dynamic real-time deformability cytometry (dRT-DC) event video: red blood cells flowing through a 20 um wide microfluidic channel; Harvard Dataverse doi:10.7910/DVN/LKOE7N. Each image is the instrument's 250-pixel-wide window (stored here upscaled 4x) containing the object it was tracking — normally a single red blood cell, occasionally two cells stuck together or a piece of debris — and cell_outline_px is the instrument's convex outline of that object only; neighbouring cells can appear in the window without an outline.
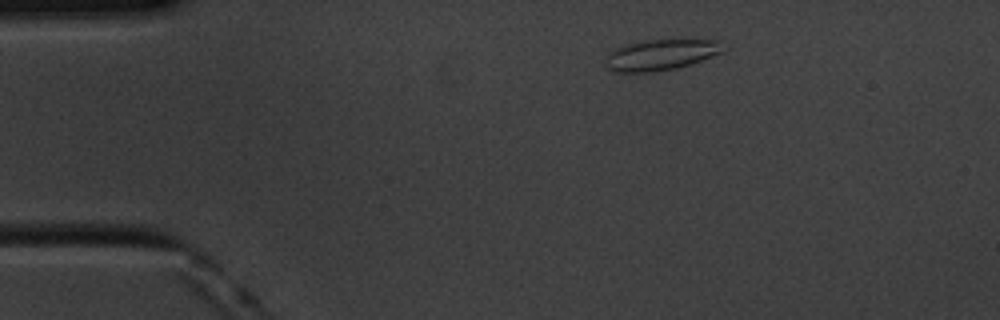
{"species": "common noctule bat (a hibernating species)", "species_latin": "Nyctalus noctula", "temperature_condition": "cold", "stored_images_in_passage": 23, "camera_frame_rate_fps": 3000, "um_per_image_px": 0.085, "animal": {"sex": "male", "body_mass_g": 20.1, "forearm_length_mm": 53.5}, "frame": {"image": 1, "passage_image": 1, "time_ms": 0.0, "image_size_px": [1000, 320], "cell_outline_px": [[724, 52], [676, 68], [652, 72], [612, 72], [608, 68], [608, 52], [624, 44], [644, 40], [720, 40]], "centroid_in_image_um": [56.15, 4.65], "position_along_channel_um": 28.9, "area_um2": 20.87}}
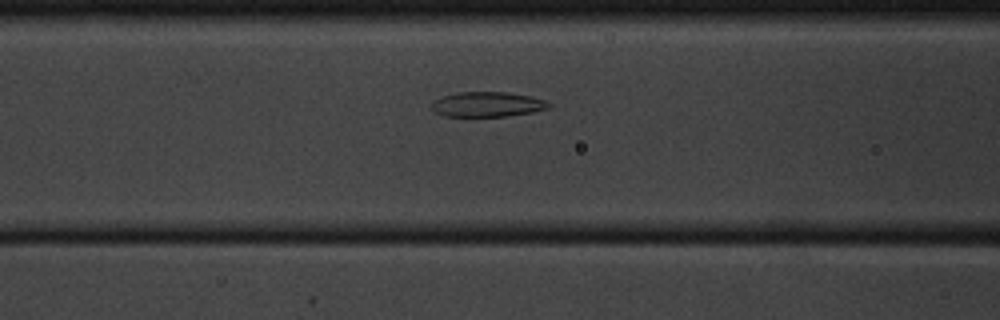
{"frame": {"image": 2, "passage_image": 14, "time_ms": 4.333, "image_size_px": [1000, 320], "cell_outline_px": [[552, 104], [548, 108], [532, 112], [508, 116], [444, 116], [432, 112], [432, 100], [456, 92], [508, 92], [532, 96], [548, 100]], "centroid_in_image_um": [41.44, 8.86], "position_along_channel_um": 125.2, "area_um2": 17.28}}
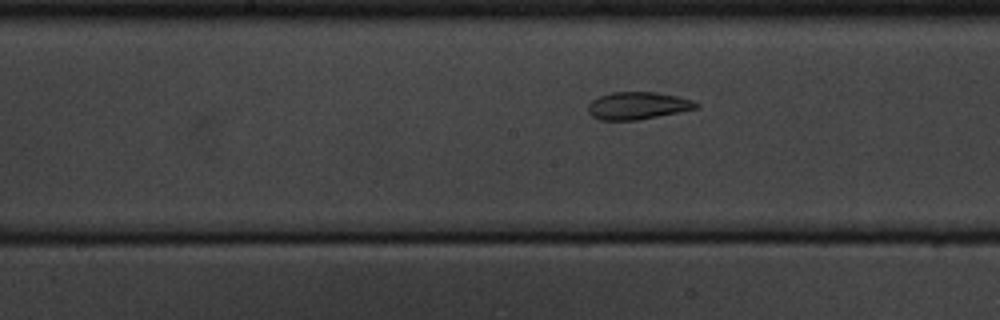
{"frame": {"image": 3, "passage_image": 20, "time_ms": 6.333, "image_size_px": [1000, 320], "cell_outline_px": [[700, 108], [680, 112], [636, 120], [600, 120], [592, 116], [588, 112], [588, 104], [592, 100], [600, 96], [612, 92], [656, 92], [676, 96], [692, 100], [700, 104]], "centroid_in_image_um": [54.22, 8.98], "position_along_channel_um": 194.0, "area_um2": 17.28}}